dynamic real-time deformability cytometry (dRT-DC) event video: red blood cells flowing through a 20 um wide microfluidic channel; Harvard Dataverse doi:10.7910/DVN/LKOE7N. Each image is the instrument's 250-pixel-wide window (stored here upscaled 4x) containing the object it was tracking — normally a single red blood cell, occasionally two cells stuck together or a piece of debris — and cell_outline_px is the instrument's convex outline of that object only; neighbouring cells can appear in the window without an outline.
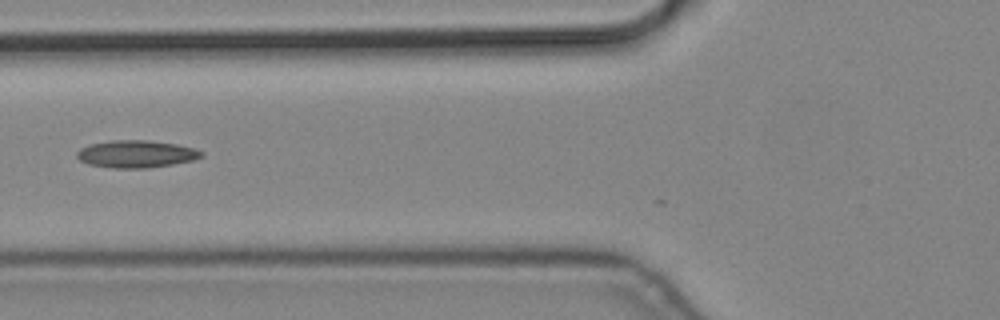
{"species": "common noctule bat (a hibernating species)", "species_latin": "Nyctalus noctula", "temperature_condition": "cold", "stored_images_in_passage": 9, "camera_frame_rate_fps": 3000, "um_per_image_px": 0.085, "animal": {"sex": "male", "body_mass_g": 19.2, "forearm_length_mm": 51.8}, "frame": {"image": 1, "passage_image": 6, "time_ms": 1.667, "image_size_px": [1000, 320], "cell_outline_px": [[204, 156], [192, 160], [172, 164], [148, 168], [112, 168], [88, 164], [80, 160], [76, 156], [76, 152], [80, 148], [88, 144], [112, 140], [148, 140], [176, 144], [196, 148], [204, 152]], "centroid_in_image_um": [11.57, 13.08], "position_along_channel_um": 114.2, "area_um2": 20.0}}
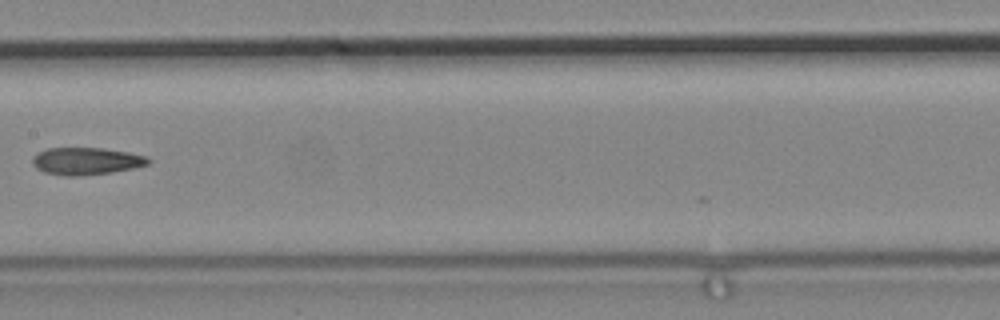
{"frame": {"image": 2, "passage_image": 8, "time_ms": 2.333, "image_size_px": [1000, 320], "cell_outline_px": [[152, 160], [148, 164], [132, 168], [112, 172], [80, 176], [64, 176], [44, 172], [36, 168], [32, 164], [32, 156], [48, 148], [100, 148], [128, 152], [148, 156]], "centroid_in_image_um": [7.33, 13.7], "position_along_channel_um": 200.1, "area_um2": 18.44}}
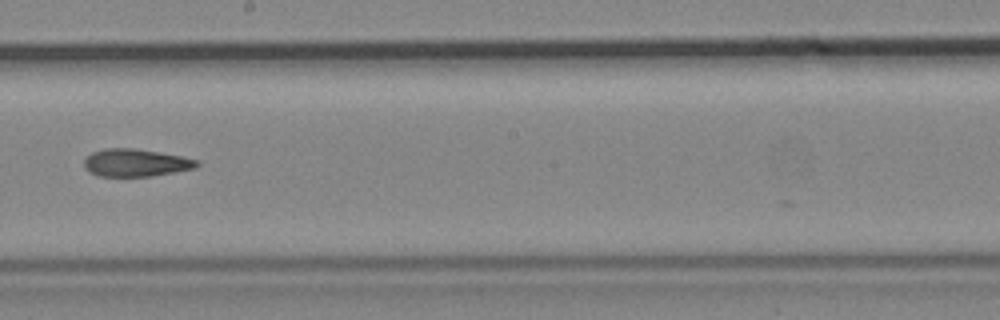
{"frame": {"image": 3, "passage_image": 9, "time_ms": 2.667, "image_size_px": [1000, 320], "cell_outline_px": [[200, 164], [196, 168], [152, 176], [100, 176], [88, 172], [84, 168], [84, 160], [92, 152], [104, 148], [132, 148], [160, 152], [200, 160]], "centroid_in_image_um": [11.54, 13.83], "position_along_channel_um": 236.7, "area_um2": 18.21}}